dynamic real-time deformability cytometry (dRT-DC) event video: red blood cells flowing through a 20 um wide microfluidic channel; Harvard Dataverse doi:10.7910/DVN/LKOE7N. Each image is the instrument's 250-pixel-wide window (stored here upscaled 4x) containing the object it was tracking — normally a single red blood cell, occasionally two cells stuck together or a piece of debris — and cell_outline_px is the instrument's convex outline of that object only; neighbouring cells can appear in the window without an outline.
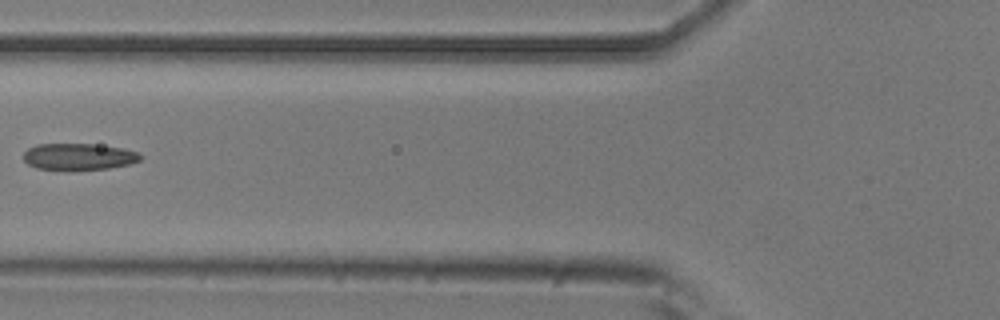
{"species": "common noctule bat (a hibernating species)", "species_latin": "Nyctalus noctula", "temperature_condition": "room temperature", "stored_images_in_passage": 6, "camera_frame_rate_fps": 3000, "um_per_image_px": 0.085, "animal": {"sex": "male", "body_mass_g": 20.5, "forearm_length_mm": 52.5}, "frame": {"image": 1, "passage_image": 5, "time_ms": 1.333, "image_size_px": [1000, 320], "cell_outline_px": [[140, 160], [128, 164], [108, 168], [72, 172], [68, 172], [36, 168], [28, 164], [24, 160], [24, 152], [28, 148], [36, 144], [92, 144], [124, 148], [140, 152]], "centroid_in_image_um": [6.66, 13.34], "position_along_channel_um": 119.1, "area_um2": 18.67}}
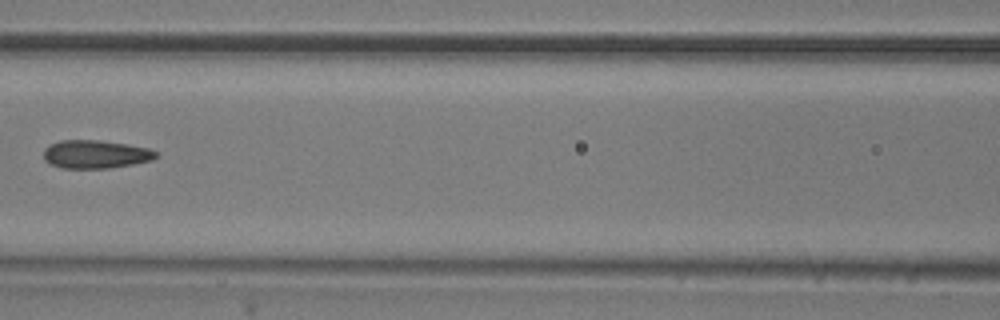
{"frame": {"image": 2, "passage_image": 6, "time_ms": 1.667, "image_size_px": [1000, 320], "cell_outline_px": [[160, 156], [152, 160], [132, 164], [108, 168], [64, 168], [52, 164], [44, 160], [44, 148], [60, 140], [100, 140], [128, 144], [148, 148], [160, 152]], "centroid_in_image_um": [8.18, 13.1], "position_along_channel_um": 158.4, "area_um2": 18.55}}